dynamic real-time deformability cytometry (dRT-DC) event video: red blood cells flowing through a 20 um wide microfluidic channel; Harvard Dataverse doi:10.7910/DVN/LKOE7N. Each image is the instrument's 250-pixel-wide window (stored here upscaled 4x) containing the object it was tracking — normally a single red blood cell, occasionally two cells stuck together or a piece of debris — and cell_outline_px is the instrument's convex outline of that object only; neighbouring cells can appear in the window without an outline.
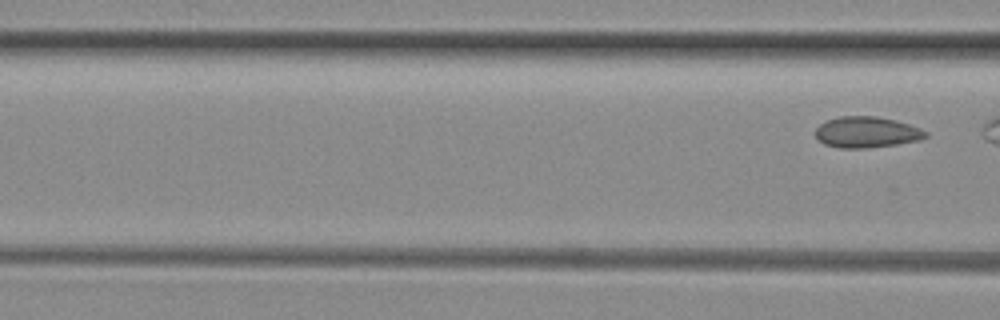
{"species": "common noctule bat (a hibernating species)", "species_latin": "Nyctalus noctula", "temperature_condition": "room temperature", "stored_images_in_passage": 7, "segment_of_instrument_passage": [2, 2], "camera_frame_rate_fps": 3000, "um_per_image_px": 0.085, "animal": {"sex": "female", "body_mass_g": 29.2, "forearm_length_mm": 56.3}, "frame": {"image": 1, "passage_image": 7, "time_ms": 2.0, "image_size_px": [1000, 320], "cell_outline_px": [[928, 136], [920, 140], [896, 144], [868, 148], [836, 148], [824, 144], [816, 136], [816, 128], [820, 124], [828, 120], [840, 116], [876, 116], [896, 120], [920, 128], [928, 132]], "centroid_in_image_um": [73.68, 11.24], "position_along_channel_um": 92.9, "area_um2": 19.94}}